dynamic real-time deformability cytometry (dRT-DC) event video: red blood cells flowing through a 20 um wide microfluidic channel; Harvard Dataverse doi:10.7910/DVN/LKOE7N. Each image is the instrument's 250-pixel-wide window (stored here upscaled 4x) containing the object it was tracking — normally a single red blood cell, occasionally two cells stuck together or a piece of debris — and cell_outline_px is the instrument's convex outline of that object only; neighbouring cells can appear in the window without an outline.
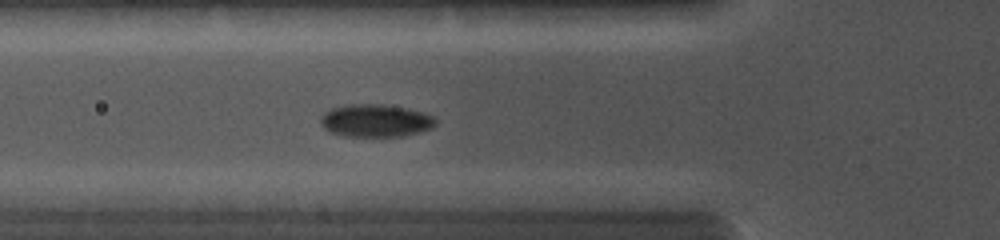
{"species": "common noctule bat (a hibernating species)", "species_latin": "Nyctalus noctula", "temperature_condition": "cold", "stored_images_in_passage": 9, "camera_frame_rate_fps": 5000, "um_per_image_px": 0.085, "animal": {"sex": "female", "body_mass_g": 19.0, "forearm_length_mm": 56.7}, "frame": {"image": 1, "passage_image": 6, "time_ms": 4.6, "image_size_px": [1000, 240], "cell_outline_px": [[436, 124], [432, 128], [420, 132], [404, 136], [344, 136], [328, 132], [320, 124], [320, 116], [324, 112], [332, 108], [348, 104], [384, 104], [408, 108], [424, 112], [436, 116]], "centroid_in_image_um": [31.93, 10.25], "position_along_channel_um": 93.9, "area_um2": 22.31}}